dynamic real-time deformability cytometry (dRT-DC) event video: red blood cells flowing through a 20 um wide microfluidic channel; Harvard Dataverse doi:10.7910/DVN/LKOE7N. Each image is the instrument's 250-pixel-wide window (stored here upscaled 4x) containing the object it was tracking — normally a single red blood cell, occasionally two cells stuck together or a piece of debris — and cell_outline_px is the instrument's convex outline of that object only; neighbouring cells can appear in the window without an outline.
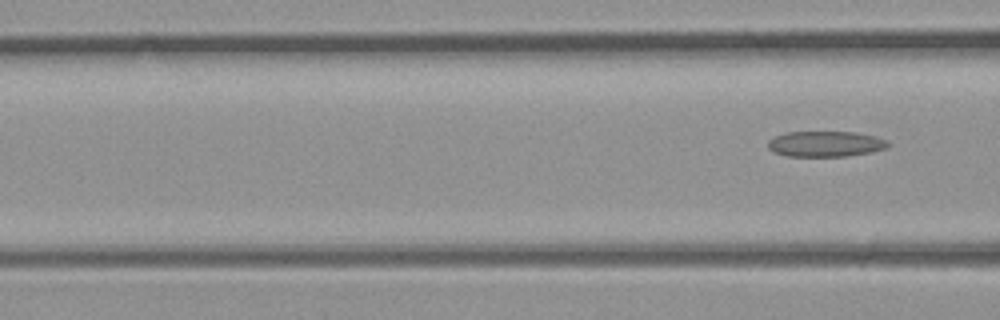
{"species": "common noctule bat (a hibernating species)", "species_latin": "Nyctalus noctula", "temperature_condition": "room temperature", "stored_images_in_passage": 4, "segment_of_instrument_passage": [2, 2], "camera_frame_rate_fps": 3000, "um_per_image_px": 0.085, "animal": {"sex": "male", "body_mass_g": 23.1, "forearm_length_mm": 52.7}, "frame": {"image": 1, "passage_image": 4, "time_ms": 1.0, "image_size_px": [1000, 320], "cell_outline_px": [[888, 144], [884, 148], [872, 152], [848, 156], [784, 156], [772, 152], [768, 148], [768, 140], [776, 136], [788, 132], [856, 132], [888, 140]], "centroid_in_image_um": [70.12, 12.24], "position_along_channel_um": 96.5, "area_um2": 17.86}}